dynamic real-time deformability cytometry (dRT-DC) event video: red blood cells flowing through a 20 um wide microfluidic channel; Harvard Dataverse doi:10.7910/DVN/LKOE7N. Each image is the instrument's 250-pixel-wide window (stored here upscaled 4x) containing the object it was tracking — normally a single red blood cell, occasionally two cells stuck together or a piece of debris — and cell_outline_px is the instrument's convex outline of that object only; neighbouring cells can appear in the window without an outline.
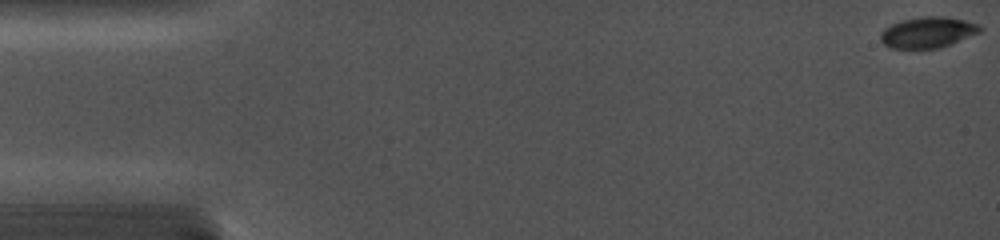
{"species": "common noctule bat (a hibernating species)", "species_latin": "Nyctalus noctula", "temperature_condition": "cold", "stored_images_in_passage": 29, "camera_frame_rate_fps": 5000, "um_per_image_px": 0.085, "animal": {"sex": "female", "body_mass_g": 19.0, "forearm_length_mm": 56.7}, "frame": {"image": 1, "passage_image": 1, "time_ms": 0.0, "image_size_px": [1000, 240], "cell_outline_px": [[984, 28], [980, 32], [952, 44], [940, 48], [888, 48], [880, 40], [880, 32], [884, 28], [892, 24], [904, 20], [924, 16], [944, 16], [964, 20], [976, 24]], "centroid_in_image_um": [78.85, 2.76], "position_along_channel_um": 6.1, "area_um2": 17.92}}
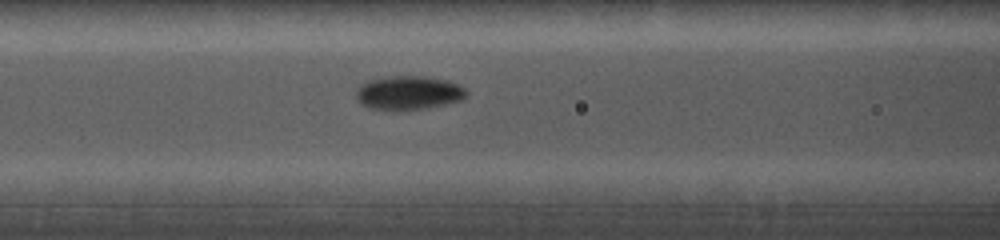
{"frame": {"image": 2, "passage_image": 12, "time_ms": 6.8, "image_size_px": [1000, 240], "cell_outline_px": [[468, 96], [460, 100], [428, 108], [396, 112], [392, 112], [368, 108], [360, 104], [356, 96], [356, 92], [360, 84], [368, 80], [384, 76], [424, 76], [448, 80], [464, 88], [468, 92]], "centroid_in_image_um": [34.68, 7.91], "position_along_channel_um": 131.9, "area_um2": 22.37}}
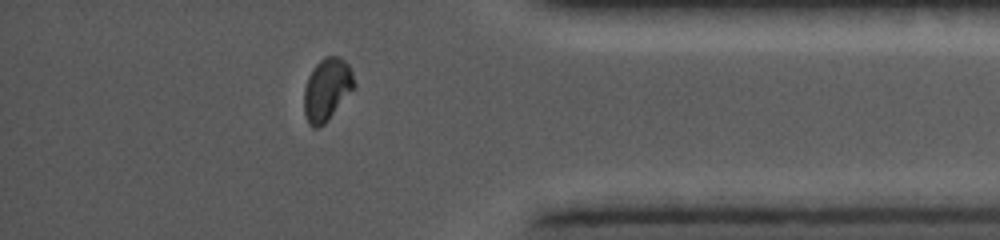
{"frame": {"image": 3, "passage_image": 25, "time_ms": 14.0, "image_size_px": [1000, 240], "cell_outline_px": [[356, 84], [328, 120], [320, 128], [312, 128], [308, 124], [304, 112], [304, 88], [308, 76], [312, 68], [324, 56], [336, 56], [344, 60], [348, 64], [352, 72]], "centroid_in_image_um": [27.76, 7.6], "position_along_channel_um": 407.4, "area_um2": 18.21}}